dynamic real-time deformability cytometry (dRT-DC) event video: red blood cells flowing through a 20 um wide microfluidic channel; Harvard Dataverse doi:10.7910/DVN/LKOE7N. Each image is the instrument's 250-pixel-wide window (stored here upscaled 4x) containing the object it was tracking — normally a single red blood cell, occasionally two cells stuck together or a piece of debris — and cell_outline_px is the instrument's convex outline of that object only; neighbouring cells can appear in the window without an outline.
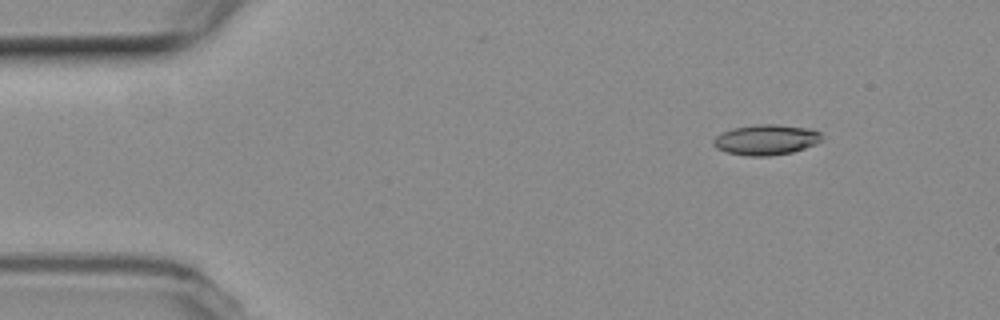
{"species": "common noctule bat (a hibernating species)", "species_latin": "Nyctalus noctula", "temperature_condition": "room temperature", "stored_images_in_passage": 49, "camera_frame_rate_fps": 3000, "um_per_image_px": 0.085, "animal": {"sex": "female", "body_mass_g": 19.3, "forearm_length_mm": 54.1}, "frame": {"image": 1, "passage_image": 1, "time_ms": 0.0, "image_size_px": [1000, 320], "cell_outline_px": [[820, 140], [816, 144], [792, 152], [768, 156], [748, 156], [724, 152], [716, 148], [712, 144], [712, 140], [716, 136], [732, 128], [756, 124], [776, 124], [812, 128], [820, 132]], "centroid_in_image_um": [65.09, 11.87], "position_along_channel_um": 19.9, "area_um2": 19.31}}
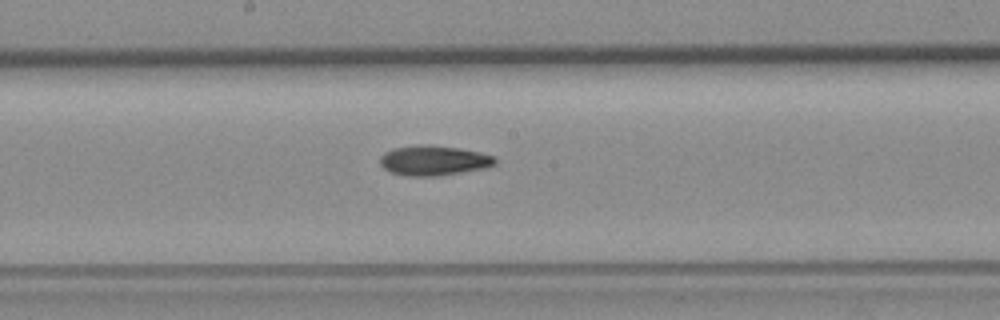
{"frame": {"image": 2, "passage_image": 23, "time_ms": 7.333, "image_size_px": [1000, 320], "cell_outline_px": [[496, 164], [484, 168], [436, 176], [408, 176], [392, 172], [384, 168], [380, 164], [380, 156], [384, 152], [392, 148], [416, 144], [428, 144], [456, 148], [480, 152], [496, 156]], "centroid_in_image_um": [36.84, 13.62], "position_along_channel_um": 211.4, "area_um2": 20.11}}
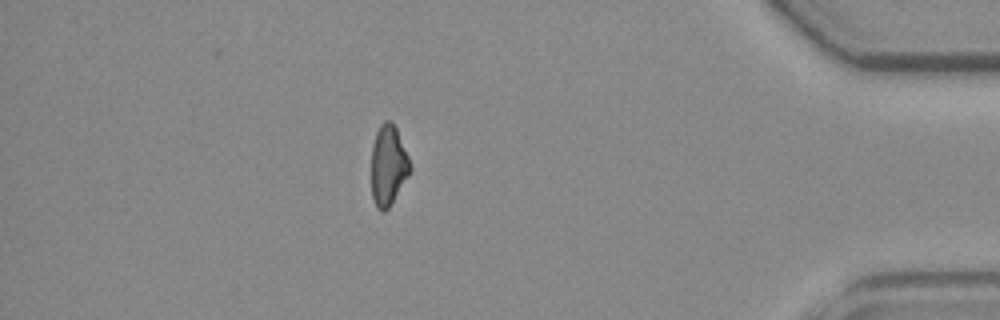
{"frame": {"image": 3, "passage_image": 42, "time_ms": 13.667, "image_size_px": [1000, 320], "cell_outline_px": [[412, 168], [408, 176], [388, 208], [384, 212], [376, 208], [372, 196], [372, 144], [376, 132], [380, 124], [384, 120], [392, 120], [396, 128], [408, 156]], "centroid_in_image_um": [32.99, 14.03], "position_along_channel_um": 402.2, "area_um2": 18.03}}